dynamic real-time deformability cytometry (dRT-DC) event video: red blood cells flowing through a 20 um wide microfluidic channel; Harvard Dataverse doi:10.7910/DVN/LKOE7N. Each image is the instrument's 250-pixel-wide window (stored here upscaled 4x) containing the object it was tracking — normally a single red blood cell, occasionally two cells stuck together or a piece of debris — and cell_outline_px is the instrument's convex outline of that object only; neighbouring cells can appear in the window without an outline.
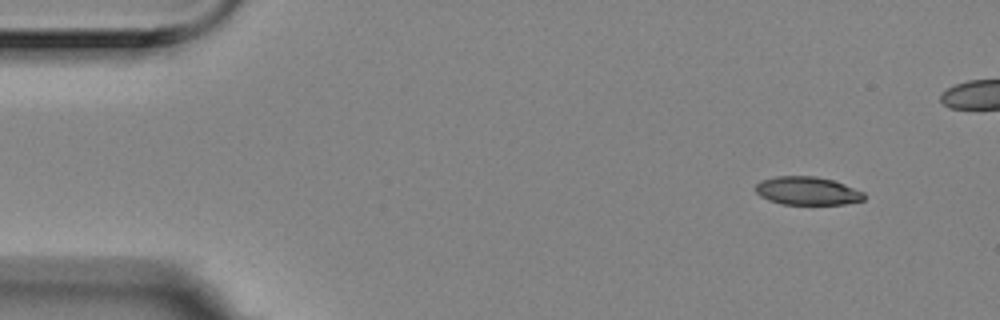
{"species": "Egyptian fruit bat (a non-hibernating species)", "species_latin": "Rousettus aegyptiacus", "temperature_condition": "room temperature", "stored_images_in_passage": 5, "camera_frame_rate_fps": 3000, "um_per_image_px": 0.085, "animal": {"sex": "female"}, "frame": {"image": 1, "passage_image": 1, "time_ms": 0.0, "image_size_px": [1000, 320], "cell_outline_px": [[864, 200], [844, 204], [780, 204], [768, 200], [760, 196], [756, 192], [756, 184], [760, 180], [776, 176], [816, 176], [832, 180], [844, 184], [864, 192]], "centroid_in_image_um": [68.6, 16.22], "position_along_channel_um": 16.4, "area_um2": 17.86}}